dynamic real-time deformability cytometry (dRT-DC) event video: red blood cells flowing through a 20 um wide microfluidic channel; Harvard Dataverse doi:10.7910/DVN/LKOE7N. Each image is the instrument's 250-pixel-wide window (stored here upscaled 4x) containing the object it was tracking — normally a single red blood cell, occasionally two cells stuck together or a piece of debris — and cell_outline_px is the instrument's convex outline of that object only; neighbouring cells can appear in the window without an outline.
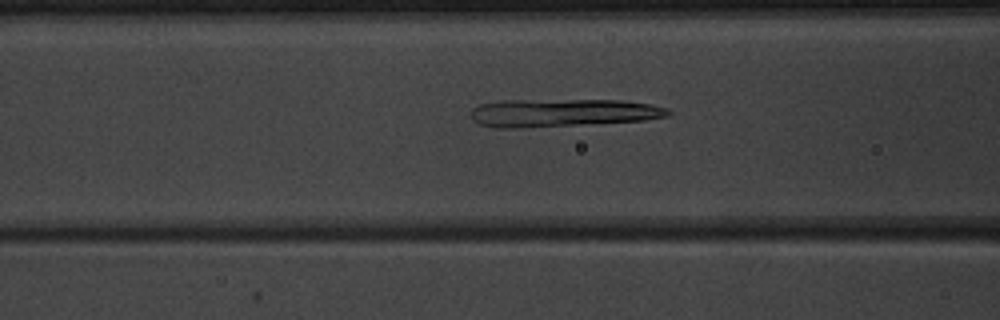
{"species": "common noctule bat (a hibernating species)", "species_latin": "Nyctalus noctula", "temperature_condition": "warm", "stored_images_in_passage": 31, "camera_frame_rate_fps": 3000, "um_per_image_px": 0.085, "animal": {"sex": "male", "body_mass_g": 20.1, "forearm_length_mm": 53.5}, "frame": {"image": 1, "passage_image": 8, "time_ms": 2.333, "image_size_px": [1000, 320], "cell_outline_px": [[672, 112], [668, 116], [644, 120], [516, 128], [496, 128], [480, 124], [472, 120], [472, 108], [480, 104], [504, 100], [620, 100], [652, 104], [668, 108]], "centroid_in_image_um": [47.82, 9.58], "position_along_channel_um": 118.8, "area_um2": 31.91}}
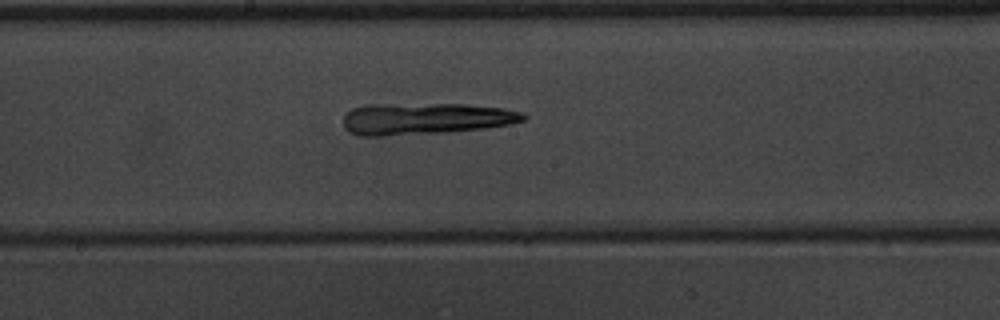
{"frame": {"image": 2, "passage_image": 15, "time_ms": 4.667, "image_size_px": [1000, 320], "cell_outline_px": [[528, 116], [524, 120], [512, 124], [488, 128], [444, 132], [384, 136], [356, 136], [348, 132], [344, 128], [344, 116], [352, 108], [364, 104], [464, 104], [504, 108], [524, 112]], "centroid_in_image_um": [36.16, 10.09], "position_along_channel_um": 212.0, "area_um2": 33.64}}
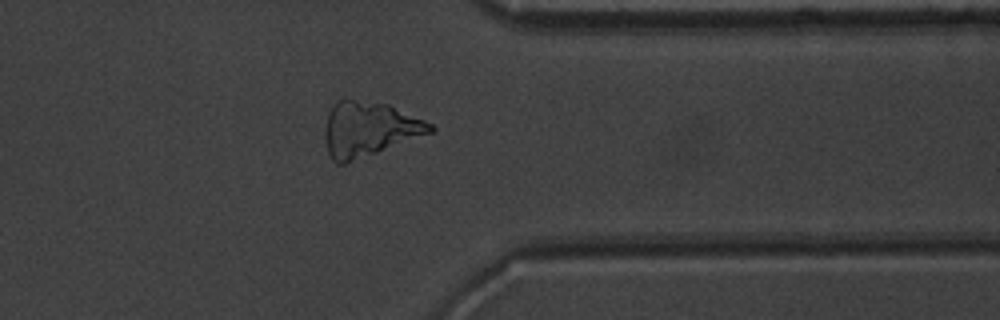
{"frame": {"image": 3, "passage_image": 28, "time_ms": 9.0, "image_size_px": [1000, 320], "cell_outline_px": [[436, 128], [432, 132], [344, 164], [336, 164], [332, 160], [328, 152], [324, 136], [324, 128], [328, 112], [336, 100], [352, 100], [388, 104], [424, 120], [432, 124]], "centroid_in_image_um": [31.32, 10.98], "position_along_channel_um": 380.1, "area_um2": 33.18}}